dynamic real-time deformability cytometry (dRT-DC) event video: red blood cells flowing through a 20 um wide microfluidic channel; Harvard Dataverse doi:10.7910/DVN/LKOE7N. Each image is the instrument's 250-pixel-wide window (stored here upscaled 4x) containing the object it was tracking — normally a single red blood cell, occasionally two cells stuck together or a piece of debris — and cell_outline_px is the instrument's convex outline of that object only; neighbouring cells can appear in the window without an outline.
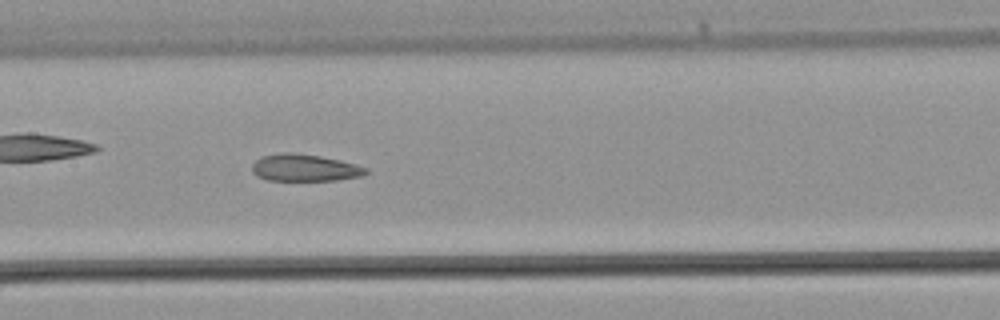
{"species": "common noctule bat (a hibernating species)", "species_latin": "Nyctalus noctula", "temperature_condition": "warm", "stored_images_in_passage": 33, "camera_frame_rate_fps": 3000, "um_per_image_px": 0.085, "animal": {"sex": "male", "body_mass_g": 21.5, "forearm_length_mm": 52.0}, "frame": {"image": 1, "passage_image": 15, "time_ms": 4.667, "image_size_px": [1000, 320], "cell_outline_px": [[368, 172], [360, 176], [336, 180], [268, 180], [252, 172], [252, 164], [256, 160], [264, 156], [280, 152], [296, 152], [320, 156], [340, 160], [368, 168]], "centroid_in_image_um": [25.89, 14.25], "position_along_channel_um": 181.5, "area_um2": 17.8}}